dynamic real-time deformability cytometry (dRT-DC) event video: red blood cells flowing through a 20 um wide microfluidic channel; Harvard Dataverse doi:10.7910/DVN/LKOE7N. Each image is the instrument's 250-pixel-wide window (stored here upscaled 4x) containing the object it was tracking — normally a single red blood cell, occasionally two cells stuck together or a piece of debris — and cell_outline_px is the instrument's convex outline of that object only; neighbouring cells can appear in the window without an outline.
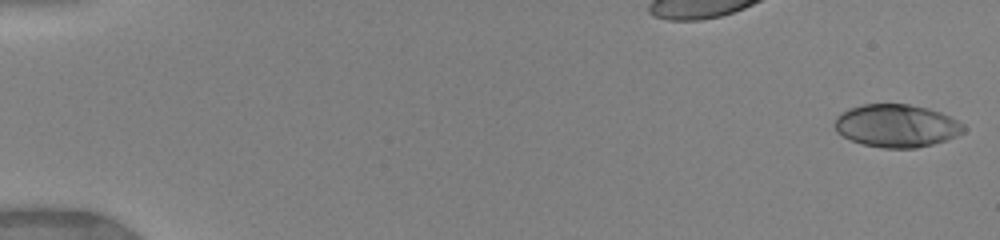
{"species": "human", "species_latin": "Homo sapiens", "temperature_condition": "warm", "stored_images_in_passage": 13, "camera_frame_rate_fps": 3000, "um_per_image_px": 0.085, "donor": {"sex": "female"}, "frame": {"image": 1, "passage_image": 1, "time_ms": 0.0, "image_size_px": [1000, 240], "cell_outline_px": [[964, 132], [956, 136], [932, 144], [916, 148], [884, 148], [864, 144], [852, 140], [836, 132], [836, 116], [848, 108], [864, 104], [908, 104], [928, 108], [940, 112], [964, 124]], "centroid_in_image_um": [76.2, 10.68], "position_along_channel_um": 8.8, "area_um2": 31.91}}